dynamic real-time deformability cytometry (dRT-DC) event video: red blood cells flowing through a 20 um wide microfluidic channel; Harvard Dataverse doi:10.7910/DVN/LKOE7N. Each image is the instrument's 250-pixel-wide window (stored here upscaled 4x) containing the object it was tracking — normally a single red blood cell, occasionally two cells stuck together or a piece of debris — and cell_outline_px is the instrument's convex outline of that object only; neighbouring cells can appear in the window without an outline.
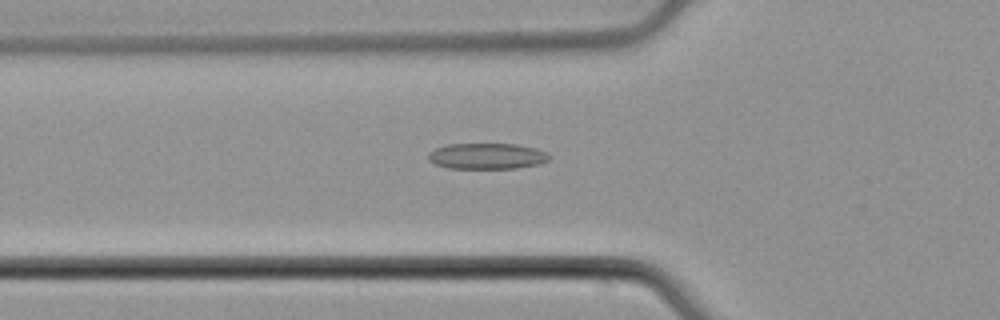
{"species": "common noctule bat (a hibernating species)", "species_latin": "Nyctalus noctula", "temperature_condition": "cold", "stored_images_in_passage": 54, "camera_frame_rate_fps": 3000, "um_per_image_px": 0.085, "animal": {"sex": "male", "body_mass_g": 21.5, "forearm_length_mm": 52.0}, "frame": {"image": 1, "passage_image": 19, "time_ms": 6.0, "image_size_px": [1000, 320], "cell_outline_px": [[552, 156], [548, 160], [540, 164], [516, 168], [448, 168], [436, 164], [428, 160], [428, 152], [436, 148], [448, 144], [516, 144], [536, 148], [548, 152]], "centroid_in_image_um": [41.42, 13.26], "position_along_channel_um": 84.4, "area_um2": 18.38}}
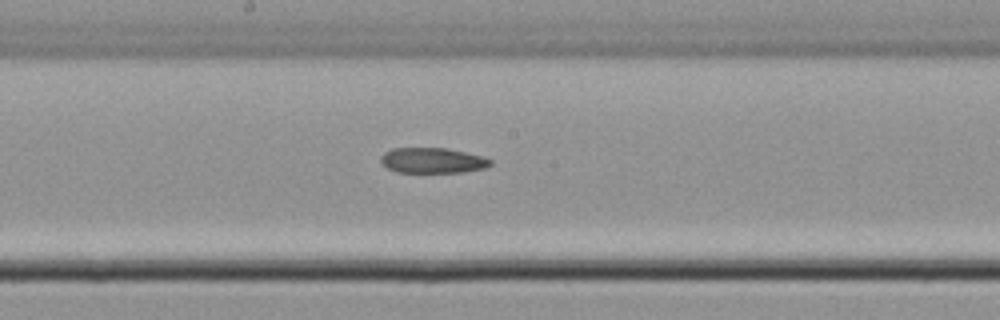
{"frame": {"image": 2, "passage_image": 29, "time_ms": 9.333, "image_size_px": [1000, 320], "cell_outline_px": [[492, 164], [484, 168], [464, 172], [396, 172], [380, 164], [380, 156], [384, 152], [392, 148], [448, 148], [484, 156], [492, 160]], "centroid_in_image_um": [36.75, 13.63], "position_along_channel_um": 211.4, "area_um2": 16.42}}
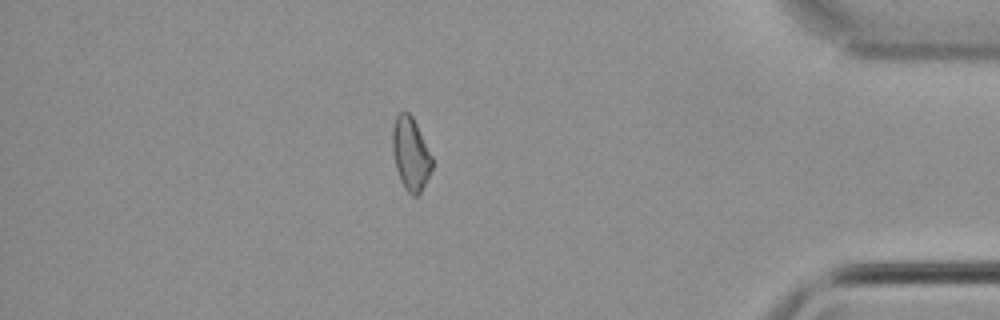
{"frame": {"image": 3, "passage_image": 47, "time_ms": 15.333, "image_size_px": [1000, 320], "cell_outline_px": [[432, 168], [420, 192], [416, 196], [412, 196], [404, 188], [400, 180], [396, 168], [392, 152], [392, 128], [396, 116], [400, 112], [408, 112], [412, 116], [432, 156]], "centroid_in_image_um": [34.88, 13.07], "position_along_channel_um": 400.3, "area_um2": 16.7}}